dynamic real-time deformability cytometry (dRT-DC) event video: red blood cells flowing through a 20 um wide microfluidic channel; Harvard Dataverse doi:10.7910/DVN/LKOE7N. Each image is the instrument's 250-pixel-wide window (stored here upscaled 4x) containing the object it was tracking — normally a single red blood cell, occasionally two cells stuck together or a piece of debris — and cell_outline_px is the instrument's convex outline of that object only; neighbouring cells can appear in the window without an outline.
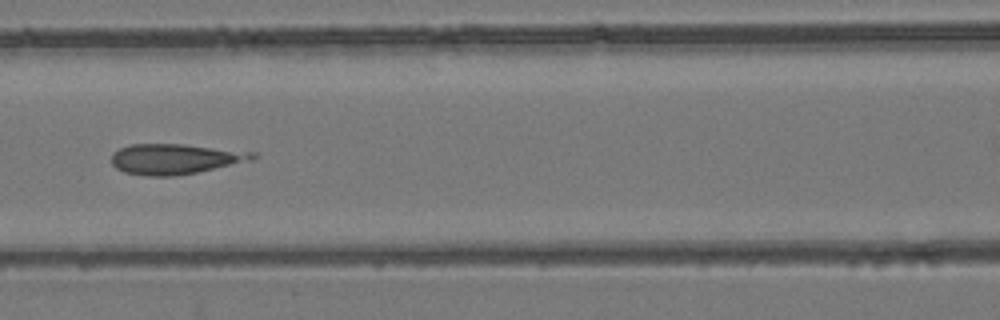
{"species": "common noctule bat (a hibernating species)", "species_latin": "Nyctalus noctula", "temperature_condition": "room temperature", "stored_images_in_passage": 7, "camera_frame_rate_fps": 3000, "um_per_image_px": 0.085, "animal": {"sex": "female", "body_mass_g": 24.6, "forearm_length_mm": 56.2}, "frame": {"image": 1, "passage_image": 7, "time_ms": 6.667, "image_size_px": [1000, 320], "cell_outline_px": [[260, 156], [252, 160], [196, 172], [172, 176], [148, 176], [124, 172], [116, 168], [112, 164], [112, 152], [128, 144], [184, 144], [256, 152]], "centroid_in_image_um": [14.88, 13.5], "position_along_channel_um": 151.7, "area_um2": 24.97}}